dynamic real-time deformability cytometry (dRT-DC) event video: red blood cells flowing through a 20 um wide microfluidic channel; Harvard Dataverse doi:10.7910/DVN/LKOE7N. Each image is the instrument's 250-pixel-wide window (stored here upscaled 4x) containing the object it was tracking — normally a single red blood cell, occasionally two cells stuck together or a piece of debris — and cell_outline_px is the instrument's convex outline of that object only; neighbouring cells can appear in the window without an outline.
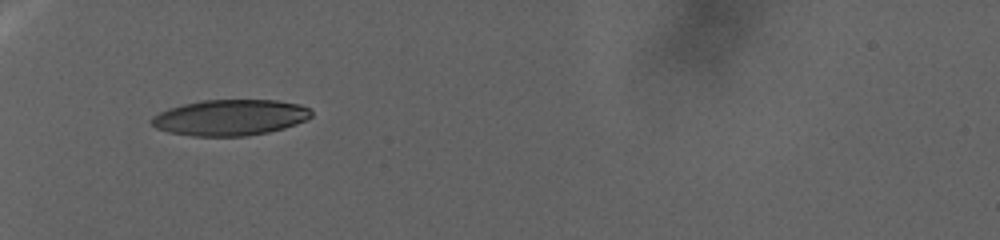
{"species": "human", "species_latin": "Homo sapiens", "temperature_condition": "warm", "stored_images_in_passage": 85, "camera_frame_rate_fps": 3000, "um_per_image_px": 0.085, "donor": {"sex": "female"}, "frame": {"image": 1, "passage_image": 1, "time_ms": 0.0, "image_size_px": [1000, 240], "cell_outline_px": [[312, 116], [308, 120], [284, 128], [268, 132], [248, 136], [192, 136], [168, 132], [156, 128], [148, 120], [152, 116], [168, 108], [184, 104], [204, 100], [276, 100], [300, 104], [312, 108]], "centroid_in_image_um": [19.58, 9.99], "position_along_channel_um": 65.4, "area_um2": 33.76}}
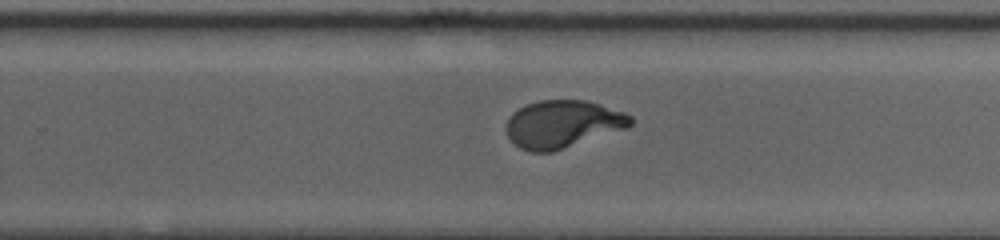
{"frame": {"image": 2, "passage_image": 45, "time_ms": 14.667, "image_size_px": [1000, 240], "cell_outline_px": [[632, 124], [628, 128], [552, 152], [532, 152], [520, 148], [508, 136], [508, 120], [512, 112], [528, 104], [540, 100], [584, 100], [600, 104], [624, 112], [632, 116]], "centroid_in_image_um": [47.87, 10.54], "position_along_channel_um": 281.9, "area_um2": 34.22}}
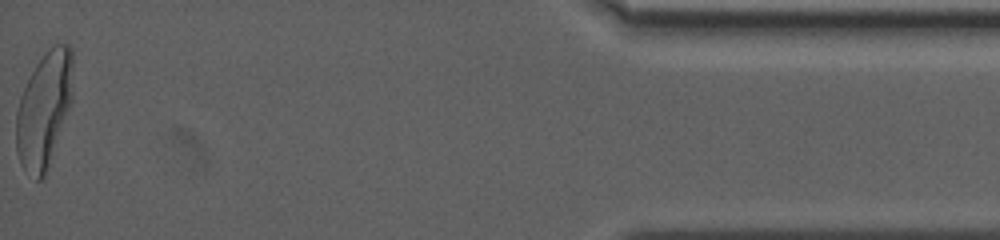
{"frame": {"image": 3, "passage_image": 85, "time_ms": 28.0, "image_size_px": [1000, 240], "cell_outline_px": [[72, 104], [44, 176], [40, 180], [36, 180], [20, 164], [16, 152], [16, 112], [20, 96], [36, 64], [48, 48], [56, 44], [68, 44], [72, 48]], "centroid_in_image_um": [3.75, 9.3], "position_along_channel_um": 431.4, "area_um2": 38.21}}